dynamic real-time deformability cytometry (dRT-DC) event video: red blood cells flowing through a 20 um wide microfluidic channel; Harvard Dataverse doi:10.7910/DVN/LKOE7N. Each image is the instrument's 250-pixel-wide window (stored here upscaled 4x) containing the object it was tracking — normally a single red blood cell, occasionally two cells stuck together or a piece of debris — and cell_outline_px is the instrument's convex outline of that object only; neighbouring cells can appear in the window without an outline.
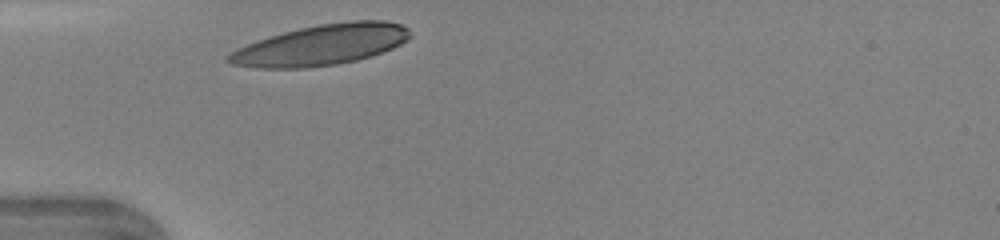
{"species": "human", "species_latin": "Homo sapiens", "temperature_condition": "warm", "stored_images_in_passage": 24, "camera_frame_rate_fps": 3000, "um_per_image_px": 0.085, "donor": {"sex": "female"}, "frame": {"image": 1, "passage_image": 1, "time_ms": 0.0, "image_size_px": [1000, 240], "cell_outline_px": [[408, 36], [400, 44], [392, 48], [372, 56], [356, 60], [336, 64], [304, 68], [256, 68], [232, 64], [224, 60], [236, 48], [256, 40], [284, 32], [300, 28], [320, 24], [348, 20], [384, 20], [400, 24], [408, 28]], "centroid_in_image_um": [27.26, 3.82], "position_along_channel_um": 57.7, "area_um2": 42.77}}
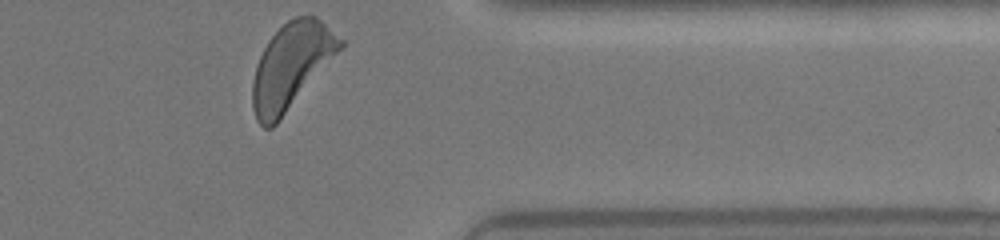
{"frame": {"image": 2, "passage_image": 24, "time_ms": 7.667, "image_size_px": [1000, 240], "cell_outline_px": [[344, 48], [280, 120], [272, 128], [264, 128], [256, 120], [252, 108], [252, 80], [260, 56], [268, 40], [288, 20], [296, 16], [316, 16], [344, 40]], "centroid_in_image_um": [24.78, 5.63], "position_along_channel_um": 386.6, "area_um2": 43.81}}